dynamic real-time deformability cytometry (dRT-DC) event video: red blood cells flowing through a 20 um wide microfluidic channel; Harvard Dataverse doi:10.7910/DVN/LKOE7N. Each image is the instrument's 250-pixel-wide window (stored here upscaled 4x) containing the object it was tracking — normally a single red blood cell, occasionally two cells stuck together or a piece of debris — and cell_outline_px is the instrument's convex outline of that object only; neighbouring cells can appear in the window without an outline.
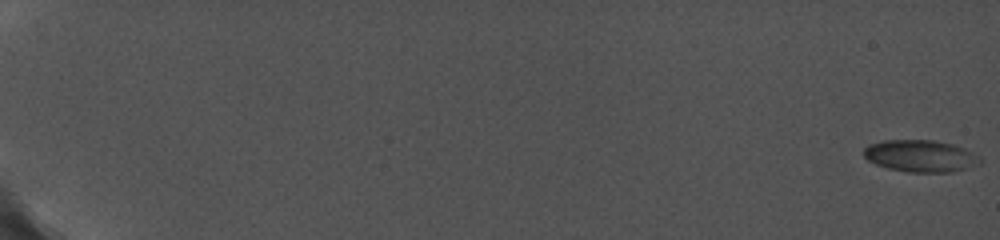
{"species": "common noctule bat (a hibernating species)", "species_latin": "Nyctalus noctula", "temperature_condition": "cold", "stored_images_in_passage": 74, "camera_frame_rate_fps": 5000, "um_per_image_px": 0.085, "animal": {"sex": "female", "body_mass_g": 19.0, "forearm_length_mm": 56.7}, "frame": {"image": 1, "passage_image": 1, "time_ms": 0.0, "image_size_px": [1000, 240], "cell_outline_px": [[984, 160], [980, 164], [952, 172], [908, 172], [888, 168], [876, 164], [868, 160], [864, 156], [864, 148], [868, 144], [884, 140], [936, 140], [952, 144], [964, 148], [980, 156]], "centroid_in_image_um": [78.27, 13.25], "position_along_channel_um": 6.7, "area_um2": 21.79}}
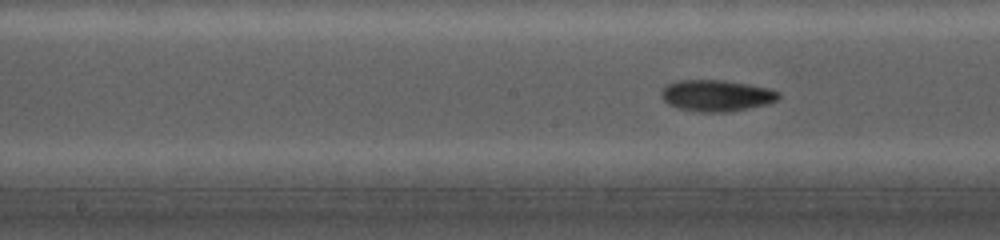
{"frame": {"image": 2, "passage_image": 46, "time_ms": 11.2, "image_size_px": [1000, 240], "cell_outline_px": [[780, 96], [776, 100], [764, 104], [732, 112], [700, 112], [680, 108], [668, 104], [660, 96], [660, 92], [668, 84], [676, 80], [724, 80], [772, 88], [780, 92]], "centroid_in_image_um": [60.9, 8.12], "position_along_channel_um": 187.3, "area_um2": 21.5}}
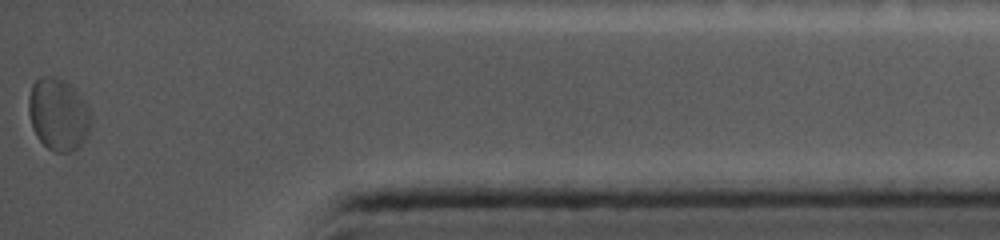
{"frame": {"image": 3, "passage_image": 74, "time_ms": 18.2, "image_size_px": [1000, 240], "cell_outline_px": [[92, 124], [80, 144], [76, 148], [68, 152], [56, 152], [48, 148], [36, 136], [32, 128], [28, 112], [28, 96], [32, 84], [40, 76], [56, 76], [64, 80], [84, 100], [92, 116]], "centroid_in_image_um": [4.93, 9.7], "position_along_channel_um": 430.3, "area_um2": 26.18}}